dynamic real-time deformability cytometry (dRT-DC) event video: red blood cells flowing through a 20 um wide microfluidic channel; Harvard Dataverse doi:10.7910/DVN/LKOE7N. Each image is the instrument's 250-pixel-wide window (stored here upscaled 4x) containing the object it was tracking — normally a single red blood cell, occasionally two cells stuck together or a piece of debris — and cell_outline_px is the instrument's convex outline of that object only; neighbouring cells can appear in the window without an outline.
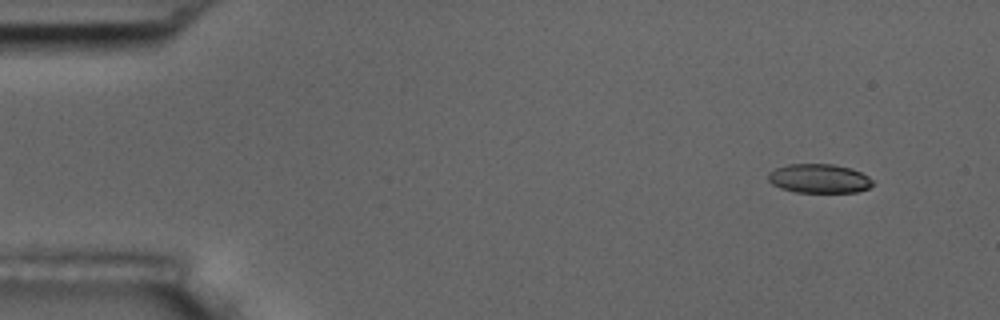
{"species": "common noctule bat (a hibernating species)", "species_latin": "Nyctalus noctula", "temperature_condition": "room temperature", "stored_images_in_passage": 51, "camera_frame_rate_fps": 3000, "um_per_image_px": 0.085, "animal": {"sex": "male", "body_mass_g": 17.5, "forearm_length_mm": 52.3}, "frame": {"image": 1, "passage_image": 1, "time_ms": 0.0, "image_size_px": [1000, 320], "cell_outline_px": [[872, 184], [868, 188], [856, 192], [796, 192], [780, 188], [772, 184], [768, 180], [768, 172], [776, 168], [788, 164], [832, 164], [852, 168], [868, 176], [872, 180]], "centroid_in_image_um": [69.6, 15.17], "position_along_channel_um": 15.4, "area_um2": 17.69}}
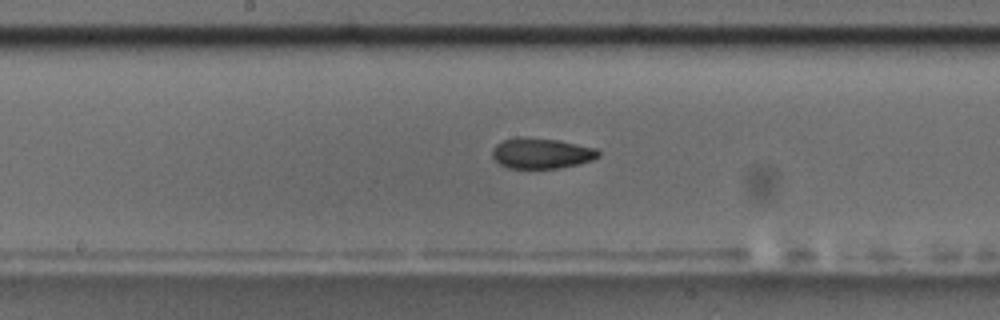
{"frame": {"image": 2, "passage_image": 25, "time_ms": 8.0, "image_size_px": [1000, 320], "cell_outline_px": [[600, 156], [592, 160], [560, 168], [508, 168], [500, 164], [492, 156], [492, 148], [496, 144], [504, 140], [516, 136], [520, 136], [560, 140], [596, 148], [600, 152]], "centroid_in_image_um": [46.01, 13.01], "position_along_channel_um": 202.2, "area_um2": 19.02}}
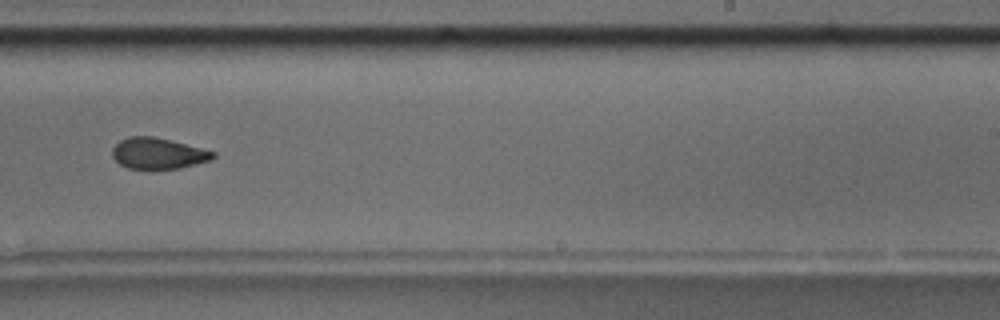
{"frame": {"image": 3, "passage_image": 31, "time_ms": 10.0, "image_size_px": [1000, 320], "cell_outline_px": [[216, 156], [212, 160], [180, 168], [128, 168], [120, 164], [112, 156], [112, 148], [120, 140], [128, 136], [152, 136], [172, 140], [216, 152]], "centroid_in_image_um": [13.45, 13.02], "position_along_channel_um": 275.5, "area_um2": 18.21}, "authors_computed_cell_mechanics": {"area_um2": 19.0162, "velocity_mm_per_s": 3.6796, "shape_relaxation_time_tau1_ms": null, "shape_relaxation_time_tau2_ms": 2.8194, "deformation_change_tau1": null, "deformation_change_tau2": 0.0868}}